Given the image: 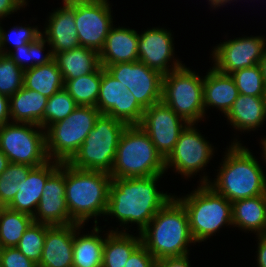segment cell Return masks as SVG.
Masks as SVG:
<instances>
[{"instance_id":"obj_1","label":"cell","mask_w":266,"mask_h":267,"mask_svg":"<svg viewBox=\"0 0 266 267\" xmlns=\"http://www.w3.org/2000/svg\"><path fill=\"white\" fill-rule=\"evenodd\" d=\"M161 176L112 178L106 216H115L122 225L136 223L140 233L173 197L158 191Z\"/></svg>"},{"instance_id":"obj_2","label":"cell","mask_w":266,"mask_h":267,"mask_svg":"<svg viewBox=\"0 0 266 267\" xmlns=\"http://www.w3.org/2000/svg\"><path fill=\"white\" fill-rule=\"evenodd\" d=\"M227 149L214 182L204 175L200 184L209 185L230 202L266 194V175L249 149L237 139Z\"/></svg>"},{"instance_id":"obj_3","label":"cell","mask_w":266,"mask_h":267,"mask_svg":"<svg viewBox=\"0 0 266 267\" xmlns=\"http://www.w3.org/2000/svg\"><path fill=\"white\" fill-rule=\"evenodd\" d=\"M140 236L142 245L156 260L189 255V243H196L190 232L187 212L174 195Z\"/></svg>"},{"instance_id":"obj_4","label":"cell","mask_w":266,"mask_h":267,"mask_svg":"<svg viewBox=\"0 0 266 267\" xmlns=\"http://www.w3.org/2000/svg\"><path fill=\"white\" fill-rule=\"evenodd\" d=\"M111 182L107 172L76 169L65 162V199L73 223L83 226L106 215Z\"/></svg>"},{"instance_id":"obj_5","label":"cell","mask_w":266,"mask_h":267,"mask_svg":"<svg viewBox=\"0 0 266 267\" xmlns=\"http://www.w3.org/2000/svg\"><path fill=\"white\" fill-rule=\"evenodd\" d=\"M165 171V159L148 134L138 125L127 126L120 137L111 178L149 177Z\"/></svg>"},{"instance_id":"obj_6","label":"cell","mask_w":266,"mask_h":267,"mask_svg":"<svg viewBox=\"0 0 266 267\" xmlns=\"http://www.w3.org/2000/svg\"><path fill=\"white\" fill-rule=\"evenodd\" d=\"M176 199L187 212L190 232L195 242L207 240L223 225H233L232 202L207 184H201L189 195Z\"/></svg>"},{"instance_id":"obj_7","label":"cell","mask_w":266,"mask_h":267,"mask_svg":"<svg viewBox=\"0 0 266 267\" xmlns=\"http://www.w3.org/2000/svg\"><path fill=\"white\" fill-rule=\"evenodd\" d=\"M127 126L112 116L100 114L94 128L67 163L76 169L110 173L120 137Z\"/></svg>"},{"instance_id":"obj_8","label":"cell","mask_w":266,"mask_h":267,"mask_svg":"<svg viewBox=\"0 0 266 267\" xmlns=\"http://www.w3.org/2000/svg\"><path fill=\"white\" fill-rule=\"evenodd\" d=\"M100 114L96 107L78 105L64 120L48 126L45 129L48 159L68 162L94 128Z\"/></svg>"},{"instance_id":"obj_9","label":"cell","mask_w":266,"mask_h":267,"mask_svg":"<svg viewBox=\"0 0 266 267\" xmlns=\"http://www.w3.org/2000/svg\"><path fill=\"white\" fill-rule=\"evenodd\" d=\"M162 102L188 124L205 116L203 78L182 65L163 77Z\"/></svg>"},{"instance_id":"obj_10","label":"cell","mask_w":266,"mask_h":267,"mask_svg":"<svg viewBox=\"0 0 266 267\" xmlns=\"http://www.w3.org/2000/svg\"><path fill=\"white\" fill-rule=\"evenodd\" d=\"M43 130L29 123H6L0 127V149L11 163L41 166L49 161Z\"/></svg>"},{"instance_id":"obj_11","label":"cell","mask_w":266,"mask_h":267,"mask_svg":"<svg viewBox=\"0 0 266 267\" xmlns=\"http://www.w3.org/2000/svg\"><path fill=\"white\" fill-rule=\"evenodd\" d=\"M75 4V25L80 46L103 49L106 37L113 27L108 0H71Z\"/></svg>"},{"instance_id":"obj_12","label":"cell","mask_w":266,"mask_h":267,"mask_svg":"<svg viewBox=\"0 0 266 267\" xmlns=\"http://www.w3.org/2000/svg\"><path fill=\"white\" fill-rule=\"evenodd\" d=\"M131 91L145 109L162 101L163 75L140 61L108 65L104 68Z\"/></svg>"},{"instance_id":"obj_13","label":"cell","mask_w":266,"mask_h":267,"mask_svg":"<svg viewBox=\"0 0 266 267\" xmlns=\"http://www.w3.org/2000/svg\"><path fill=\"white\" fill-rule=\"evenodd\" d=\"M187 125L184 119L161 101L145 108L138 126L148 134L157 151L166 159Z\"/></svg>"},{"instance_id":"obj_14","label":"cell","mask_w":266,"mask_h":267,"mask_svg":"<svg viewBox=\"0 0 266 267\" xmlns=\"http://www.w3.org/2000/svg\"><path fill=\"white\" fill-rule=\"evenodd\" d=\"M195 124H188L181 132L173 151L165 159L166 171L172 167L178 174L190 177L203 170L211 160L214 149L197 131Z\"/></svg>"},{"instance_id":"obj_15","label":"cell","mask_w":266,"mask_h":267,"mask_svg":"<svg viewBox=\"0 0 266 267\" xmlns=\"http://www.w3.org/2000/svg\"><path fill=\"white\" fill-rule=\"evenodd\" d=\"M261 36L234 38L216 46L212 52L214 68L230 75L237 70L260 63L266 49Z\"/></svg>"},{"instance_id":"obj_16","label":"cell","mask_w":266,"mask_h":267,"mask_svg":"<svg viewBox=\"0 0 266 267\" xmlns=\"http://www.w3.org/2000/svg\"><path fill=\"white\" fill-rule=\"evenodd\" d=\"M65 162L47 179L33 222L53 225L73 224L65 199Z\"/></svg>"},{"instance_id":"obj_17","label":"cell","mask_w":266,"mask_h":267,"mask_svg":"<svg viewBox=\"0 0 266 267\" xmlns=\"http://www.w3.org/2000/svg\"><path fill=\"white\" fill-rule=\"evenodd\" d=\"M172 38L170 30L164 28H151L141 33L138 38V61L163 76L181 67L182 63L173 57ZM172 58L173 65L172 68H169L171 65L168 64Z\"/></svg>"},{"instance_id":"obj_18","label":"cell","mask_w":266,"mask_h":267,"mask_svg":"<svg viewBox=\"0 0 266 267\" xmlns=\"http://www.w3.org/2000/svg\"><path fill=\"white\" fill-rule=\"evenodd\" d=\"M80 224L47 225L41 260L38 267H73V242Z\"/></svg>"},{"instance_id":"obj_19","label":"cell","mask_w":266,"mask_h":267,"mask_svg":"<svg viewBox=\"0 0 266 267\" xmlns=\"http://www.w3.org/2000/svg\"><path fill=\"white\" fill-rule=\"evenodd\" d=\"M63 5L50 13L49 23L43 32L45 35L42 34L54 55L80 46L75 25V4L71 0H63Z\"/></svg>"},{"instance_id":"obj_20","label":"cell","mask_w":266,"mask_h":267,"mask_svg":"<svg viewBox=\"0 0 266 267\" xmlns=\"http://www.w3.org/2000/svg\"><path fill=\"white\" fill-rule=\"evenodd\" d=\"M60 163L49 160L41 166L34 167L27 178L19 183V191L7 208L33 217L40 202L44 185L47 179L59 168Z\"/></svg>"},{"instance_id":"obj_21","label":"cell","mask_w":266,"mask_h":267,"mask_svg":"<svg viewBox=\"0 0 266 267\" xmlns=\"http://www.w3.org/2000/svg\"><path fill=\"white\" fill-rule=\"evenodd\" d=\"M138 38L136 30L112 27L106 37L103 49L99 52L100 65L138 61Z\"/></svg>"},{"instance_id":"obj_22","label":"cell","mask_w":266,"mask_h":267,"mask_svg":"<svg viewBox=\"0 0 266 267\" xmlns=\"http://www.w3.org/2000/svg\"><path fill=\"white\" fill-rule=\"evenodd\" d=\"M239 91L231 75L223 74L214 67L203 77L204 109L216 107L225 115L237 99Z\"/></svg>"},{"instance_id":"obj_23","label":"cell","mask_w":266,"mask_h":267,"mask_svg":"<svg viewBox=\"0 0 266 267\" xmlns=\"http://www.w3.org/2000/svg\"><path fill=\"white\" fill-rule=\"evenodd\" d=\"M48 97L24 86L9 97V114L14 123L39 125L44 129V110Z\"/></svg>"},{"instance_id":"obj_24","label":"cell","mask_w":266,"mask_h":267,"mask_svg":"<svg viewBox=\"0 0 266 267\" xmlns=\"http://www.w3.org/2000/svg\"><path fill=\"white\" fill-rule=\"evenodd\" d=\"M233 128L251 131L260 127L266 118V96L239 94L226 115Z\"/></svg>"},{"instance_id":"obj_25","label":"cell","mask_w":266,"mask_h":267,"mask_svg":"<svg viewBox=\"0 0 266 267\" xmlns=\"http://www.w3.org/2000/svg\"><path fill=\"white\" fill-rule=\"evenodd\" d=\"M232 223L257 236L266 235V194L232 202Z\"/></svg>"},{"instance_id":"obj_26","label":"cell","mask_w":266,"mask_h":267,"mask_svg":"<svg viewBox=\"0 0 266 267\" xmlns=\"http://www.w3.org/2000/svg\"><path fill=\"white\" fill-rule=\"evenodd\" d=\"M54 60L63 79H75L90 74L100 66L99 53L83 46L56 53Z\"/></svg>"},{"instance_id":"obj_27","label":"cell","mask_w":266,"mask_h":267,"mask_svg":"<svg viewBox=\"0 0 266 267\" xmlns=\"http://www.w3.org/2000/svg\"><path fill=\"white\" fill-rule=\"evenodd\" d=\"M106 233L102 267H124L131 254L142 244L141 236H134L118 228Z\"/></svg>"},{"instance_id":"obj_28","label":"cell","mask_w":266,"mask_h":267,"mask_svg":"<svg viewBox=\"0 0 266 267\" xmlns=\"http://www.w3.org/2000/svg\"><path fill=\"white\" fill-rule=\"evenodd\" d=\"M94 222L91 234L79 236L78 230L74 233L73 267H102L105 238L99 236L101 230L96 219Z\"/></svg>"},{"instance_id":"obj_29","label":"cell","mask_w":266,"mask_h":267,"mask_svg":"<svg viewBox=\"0 0 266 267\" xmlns=\"http://www.w3.org/2000/svg\"><path fill=\"white\" fill-rule=\"evenodd\" d=\"M23 86L50 98L64 88L61 71L55 60L24 71Z\"/></svg>"},{"instance_id":"obj_30","label":"cell","mask_w":266,"mask_h":267,"mask_svg":"<svg viewBox=\"0 0 266 267\" xmlns=\"http://www.w3.org/2000/svg\"><path fill=\"white\" fill-rule=\"evenodd\" d=\"M63 81L64 89L77 105L96 107L101 83V65L90 74Z\"/></svg>"},{"instance_id":"obj_31","label":"cell","mask_w":266,"mask_h":267,"mask_svg":"<svg viewBox=\"0 0 266 267\" xmlns=\"http://www.w3.org/2000/svg\"><path fill=\"white\" fill-rule=\"evenodd\" d=\"M32 222L31 215L2 207L0 209V248L16 247Z\"/></svg>"},{"instance_id":"obj_32","label":"cell","mask_w":266,"mask_h":267,"mask_svg":"<svg viewBox=\"0 0 266 267\" xmlns=\"http://www.w3.org/2000/svg\"><path fill=\"white\" fill-rule=\"evenodd\" d=\"M47 40L40 36L36 41L15 48V51L4 50V55L9 56L23 71L35 66L45 65L54 60L52 50L44 56L41 55ZM32 62H31V61ZM30 62V64L28 63Z\"/></svg>"},{"instance_id":"obj_33","label":"cell","mask_w":266,"mask_h":267,"mask_svg":"<svg viewBox=\"0 0 266 267\" xmlns=\"http://www.w3.org/2000/svg\"><path fill=\"white\" fill-rule=\"evenodd\" d=\"M123 91H128L126 86L115 79L101 66V83L96 108L101 114L115 118V106H119V99Z\"/></svg>"},{"instance_id":"obj_34","label":"cell","mask_w":266,"mask_h":267,"mask_svg":"<svg viewBox=\"0 0 266 267\" xmlns=\"http://www.w3.org/2000/svg\"><path fill=\"white\" fill-rule=\"evenodd\" d=\"M34 167L27 164L9 163L0 175V205L7 207L19 191L18 185L24 181Z\"/></svg>"},{"instance_id":"obj_35","label":"cell","mask_w":266,"mask_h":267,"mask_svg":"<svg viewBox=\"0 0 266 267\" xmlns=\"http://www.w3.org/2000/svg\"><path fill=\"white\" fill-rule=\"evenodd\" d=\"M242 95L266 96L262 70L259 64L246 67L230 74Z\"/></svg>"},{"instance_id":"obj_36","label":"cell","mask_w":266,"mask_h":267,"mask_svg":"<svg viewBox=\"0 0 266 267\" xmlns=\"http://www.w3.org/2000/svg\"><path fill=\"white\" fill-rule=\"evenodd\" d=\"M46 236V224L32 222L23 233L16 248L27 258L39 264Z\"/></svg>"},{"instance_id":"obj_37","label":"cell","mask_w":266,"mask_h":267,"mask_svg":"<svg viewBox=\"0 0 266 267\" xmlns=\"http://www.w3.org/2000/svg\"><path fill=\"white\" fill-rule=\"evenodd\" d=\"M75 100L63 88L48 98L44 110V130L68 117L77 107Z\"/></svg>"},{"instance_id":"obj_38","label":"cell","mask_w":266,"mask_h":267,"mask_svg":"<svg viewBox=\"0 0 266 267\" xmlns=\"http://www.w3.org/2000/svg\"><path fill=\"white\" fill-rule=\"evenodd\" d=\"M24 71L7 55L0 53V93L11 97L23 87Z\"/></svg>"},{"instance_id":"obj_39","label":"cell","mask_w":266,"mask_h":267,"mask_svg":"<svg viewBox=\"0 0 266 267\" xmlns=\"http://www.w3.org/2000/svg\"><path fill=\"white\" fill-rule=\"evenodd\" d=\"M144 108L138 103L131 91H123L119 99V106H115V119L130 125H139Z\"/></svg>"},{"instance_id":"obj_40","label":"cell","mask_w":266,"mask_h":267,"mask_svg":"<svg viewBox=\"0 0 266 267\" xmlns=\"http://www.w3.org/2000/svg\"><path fill=\"white\" fill-rule=\"evenodd\" d=\"M42 34L43 33L38 30V27H30L29 25L27 27H12L9 33H6L0 26V53L4 54V47L8 42H12L13 46L16 48L18 46L36 41L40 36H42Z\"/></svg>"},{"instance_id":"obj_41","label":"cell","mask_w":266,"mask_h":267,"mask_svg":"<svg viewBox=\"0 0 266 267\" xmlns=\"http://www.w3.org/2000/svg\"><path fill=\"white\" fill-rule=\"evenodd\" d=\"M0 267H38L16 247L0 248Z\"/></svg>"},{"instance_id":"obj_42","label":"cell","mask_w":266,"mask_h":267,"mask_svg":"<svg viewBox=\"0 0 266 267\" xmlns=\"http://www.w3.org/2000/svg\"><path fill=\"white\" fill-rule=\"evenodd\" d=\"M156 259L141 244L129 257L124 267H155Z\"/></svg>"},{"instance_id":"obj_43","label":"cell","mask_w":266,"mask_h":267,"mask_svg":"<svg viewBox=\"0 0 266 267\" xmlns=\"http://www.w3.org/2000/svg\"><path fill=\"white\" fill-rule=\"evenodd\" d=\"M27 0H0V20L27 6Z\"/></svg>"},{"instance_id":"obj_44","label":"cell","mask_w":266,"mask_h":267,"mask_svg":"<svg viewBox=\"0 0 266 267\" xmlns=\"http://www.w3.org/2000/svg\"><path fill=\"white\" fill-rule=\"evenodd\" d=\"M188 255L182 257H172L157 259L155 267H190Z\"/></svg>"},{"instance_id":"obj_45","label":"cell","mask_w":266,"mask_h":267,"mask_svg":"<svg viewBox=\"0 0 266 267\" xmlns=\"http://www.w3.org/2000/svg\"><path fill=\"white\" fill-rule=\"evenodd\" d=\"M9 97L0 93V127L9 123Z\"/></svg>"},{"instance_id":"obj_46","label":"cell","mask_w":266,"mask_h":267,"mask_svg":"<svg viewBox=\"0 0 266 267\" xmlns=\"http://www.w3.org/2000/svg\"><path fill=\"white\" fill-rule=\"evenodd\" d=\"M257 264L266 267V235H258Z\"/></svg>"},{"instance_id":"obj_47","label":"cell","mask_w":266,"mask_h":267,"mask_svg":"<svg viewBox=\"0 0 266 267\" xmlns=\"http://www.w3.org/2000/svg\"><path fill=\"white\" fill-rule=\"evenodd\" d=\"M9 163L7 156L0 149V175L6 170Z\"/></svg>"},{"instance_id":"obj_48","label":"cell","mask_w":266,"mask_h":267,"mask_svg":"<svg viewBox=\"0 0 266 267\" xmlns=\"http://www.w3.org/2000/svg\"><path fill=\"white\" fill-rule=\"evenodd\" d=\"M259 65H260L261 70H262L263 81H264V84L266 87V49L264 51L262 59L260 60Z\"/></svg>"},{"instance_id":"obj_49","label":"cell","mask_w":266,"mask_h":267,"mask_svg":"<svg viewBox=\"0 0 266 267\" xmlns=\"http://www.w3.org/2000/svg\"><path fill=\"white\" fill-rule=\"evenodd\" d=\"M229 1L232 0H209L210 4L212 7H220L221 5H225L227 2L230 3Z\"/></svg>"},{"instance_id":"obj_50","label":"cell","mask_w":266,"mask_h":267,"mask_svg":"<svg viewBox=\"0 0 266 267\" xmlns=\"http://www.w3.org/2000/svg\"><path fill=\"white\" fill-rule=\"evenodd\" d=\"M262 140V142H261V144H262V150H263V154H264V160H265V162H266V138H263V139H261Z\"/></svg>"}]
</instances>
